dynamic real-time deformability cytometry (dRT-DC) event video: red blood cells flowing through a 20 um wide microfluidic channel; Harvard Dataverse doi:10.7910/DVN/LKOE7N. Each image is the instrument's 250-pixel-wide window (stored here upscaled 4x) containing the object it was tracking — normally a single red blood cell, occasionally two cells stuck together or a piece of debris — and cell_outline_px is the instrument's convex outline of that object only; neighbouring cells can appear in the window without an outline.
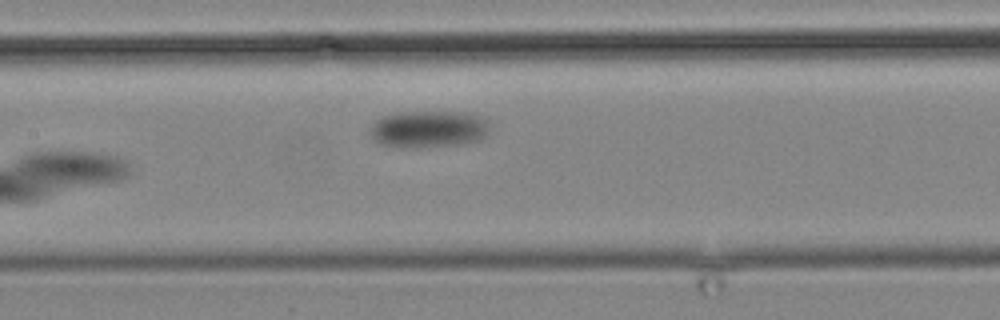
{"species": "common noctule bat (a hibernating species)", "species_latin": "Nyctalus noctula", "temperature_condition": "cold", "stored_images_in_passage": 5, "camera_frame_rate_fps": 3000, "um_per_image_px": 0.085, "animal": {"sex": "male", "body_mass_g": 19.2, "forearm_length_mm": 51.8}, "frame": {"image": 1, "passage_image": 5, "time_ms": 4.667, "image_size_px": [1000, 320], "cell_outline_px": [[488, 136], [480, 140], [460, 144], [420, 148], [400, 148], [380, 144], [372, 140], [368, 128], [376, 120], [384, 116], [396, 112], [468, 112], [484, 116], [488, 124]], "centroid_in_image_um": [36.41, 10.98], "position_along_channel_um": 171.0, "area_um2": 26.47}}